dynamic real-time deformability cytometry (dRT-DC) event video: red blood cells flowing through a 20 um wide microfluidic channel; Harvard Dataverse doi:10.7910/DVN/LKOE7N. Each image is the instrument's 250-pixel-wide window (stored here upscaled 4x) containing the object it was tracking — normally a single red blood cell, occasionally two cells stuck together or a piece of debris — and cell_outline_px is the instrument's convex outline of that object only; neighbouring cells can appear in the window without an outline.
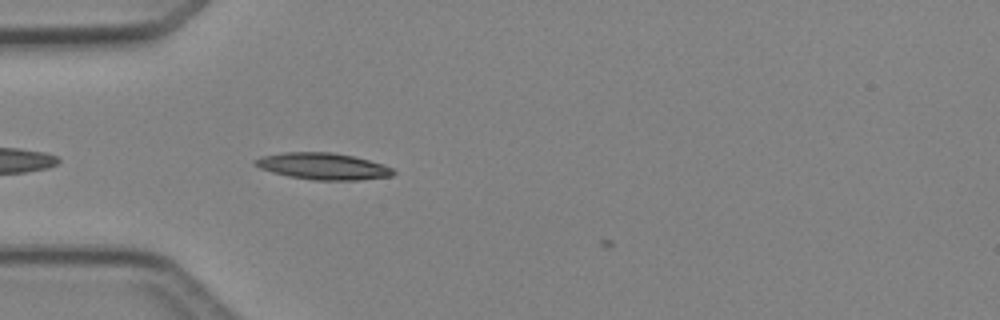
{"species": "Egyptian fruit bat (a non-hibernating species)", "species_latin": "Rousettus aegyptiacus", "temperature_condition": "cold", "stored_images_in_passage": 8, "camera_frame_rate_fps": 3000, "um_per_image_px": 0.085, "animal": {"sex": "female"}, "frame": {"image": 1, "passage_image": 5, "time_ms": 1.333, "image_size_px": [1000, 320], "cell_outline_px": [[396, 172], [392, 176], [360, 180], [312, 180], [288, 176], [272, 172], [260, 168], [252, 164], [252, 160], [260, 156], [284, 152], [332, 152], [352, 156], [384, 164], [392, 168]], "centroid_in_image_um": [27.42, 14.13], "position_along_channel_um": 57.6, "area_um2": 21.62}}